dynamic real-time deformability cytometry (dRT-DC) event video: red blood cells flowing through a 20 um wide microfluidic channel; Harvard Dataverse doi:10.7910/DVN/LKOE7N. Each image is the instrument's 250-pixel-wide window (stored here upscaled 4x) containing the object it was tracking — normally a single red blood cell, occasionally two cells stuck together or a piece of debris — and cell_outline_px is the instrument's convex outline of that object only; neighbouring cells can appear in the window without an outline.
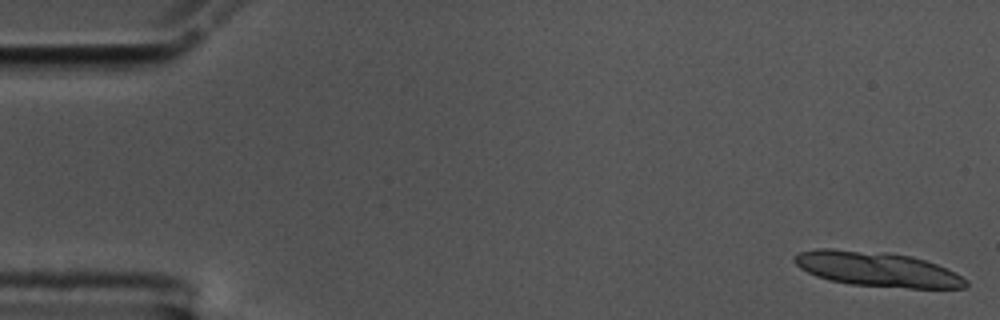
{"species": "common noctule bat (a hibernating species)", "species_latin": "Nyctalus noctula", "temperature_condition": "cold", "stored_images_in_passage": 14, "camera_frame_rate_fps": 3000, "um_per_image_px": 0.085, "animal": {"sex": "male", "body_mass_g": 17.5, "forearm_length_mm": 52.3}, "frame": {"image": 1, "passage_image": 1, "time_ms": 0.0, "image_size_px": [1000, 320], "cell_outline_px": [[968, 284], [964, 288], [908, 288], [852, 284], [828, 280], [816, 276], [800, 268], [792, 260], [792, 256], [800, 252], [816, 248], [832, 248], [888, 252], [912, 256], [936, 264], [956, 272], [968, 280]], "centroid_in_image_um": [74.54, 22.86], "position_along_channel_um": 10.5, "area_um2": 35.03}}